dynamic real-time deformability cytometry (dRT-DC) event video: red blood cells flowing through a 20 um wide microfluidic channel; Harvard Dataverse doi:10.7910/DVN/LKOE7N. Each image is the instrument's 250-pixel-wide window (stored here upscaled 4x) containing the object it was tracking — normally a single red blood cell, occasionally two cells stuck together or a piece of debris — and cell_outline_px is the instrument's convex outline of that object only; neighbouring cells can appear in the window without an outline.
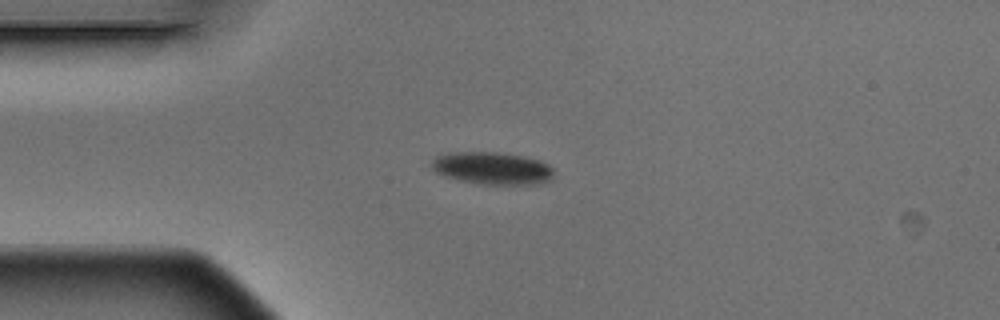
{"species": "Egyptian fruit bat (a non-hibernating species)", "species_latin": "Rousettus aegyptiacus", "temperature_condition": "warm", "stored_images_in_passage": 9, "camera_frame_rate_fps": 3000, "um_per_image_px": 0.085, "animal": {"sex": "male"}, "frame": {"image": 1, "passage_image": 3, "time_ms": 0.667, "image_size_px": [1000, 320], "cell_outline_px": [[552, 180], [536, 184], [480, 184], [460, 180], [444, 176], [436, 172], [432, 168], [432, 160], [436, 156], [448, 152], [500, 152], [524, 156], [540, 160], [548, 164], [552, 168]], "centroid_in_image_um": [41.84, 14.29], "position_along_channel_um": 43.2, "area_um2": 23.18}}
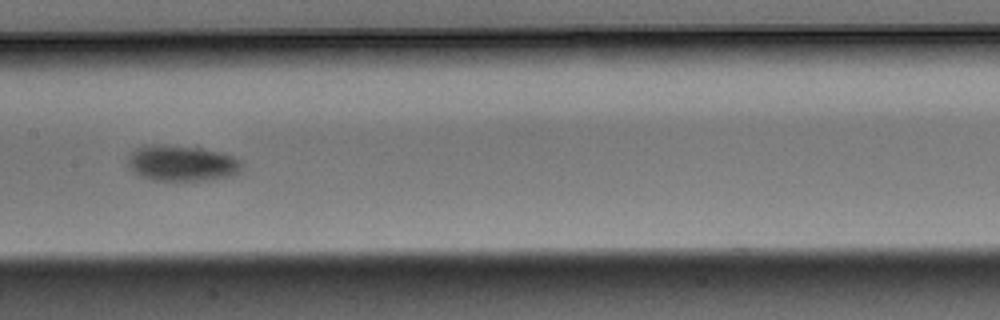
{"frame": {"image": 2, "passage_image": 7, "time_ms": 2.0, "image_size_px": [1000, 320], "cell_outline_px": [[240, 172], [236, 176], [204, 180], [152, 180], [140, 176], [128, 168], [128, 156], [136, 148], [144, 144], [164, 144], [224, 152], [240, 160]], "centroid_in_image_um": [15.43, 13.87], "position_along_channel_um": 192.0, "area_um2": 23.93}}
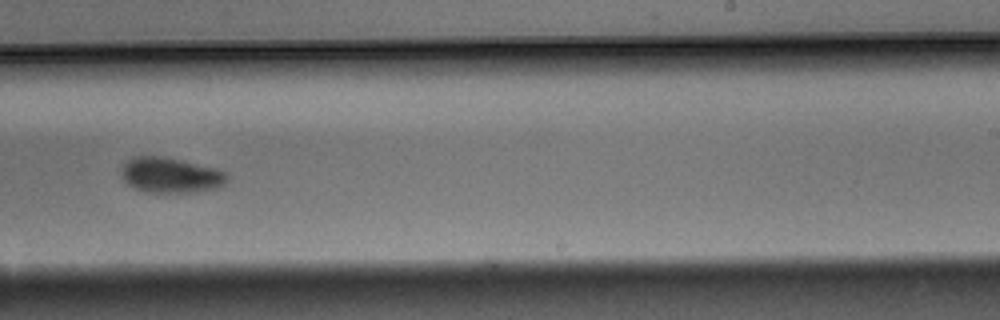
{"frame": {"image": 3, "passage_image": 9, "time_ms": 2.667, "image_size_px": [1000, 320], "cell_outline_px": [[228, 180], [224, 184], [216, 188], [192, 192], [144, 192], [128, 184], [120, 176], [120, 172], [124, 164], [132, 156], [164, 156], [216, 168], [224, 172], [228, 176]], "centroid_in_image_um": [14.48, 14.88], "position_along_channel_um": 274.5, "area_um2": 21.79}}